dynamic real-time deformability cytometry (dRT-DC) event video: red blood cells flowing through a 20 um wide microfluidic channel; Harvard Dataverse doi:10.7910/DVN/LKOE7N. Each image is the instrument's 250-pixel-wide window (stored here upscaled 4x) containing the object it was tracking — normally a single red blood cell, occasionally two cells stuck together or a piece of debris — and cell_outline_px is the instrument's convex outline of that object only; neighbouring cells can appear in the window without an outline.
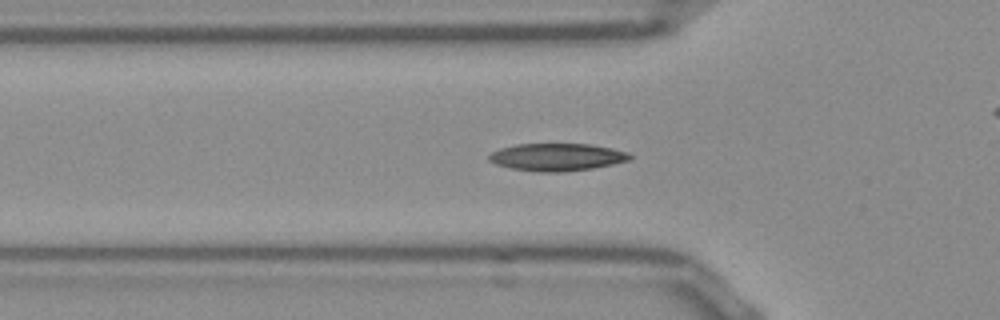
{"species": "Egyptian fruit bat (a non-hibernating species)", "species_latin": "Rousettus aegyptiacus", "temperature_condition": "room temperature", "stored_images_in_passage": 43, "camera_frame_rate_fps": 3000, "um_per_image_px": 0.085, "frame": {"image": 1, "passage_image": 7, "time_ms": 2.0, "image_size_px": [1000, 320], "cell_outline_px": [[632, 156], [628, 160], [612, 164], [592, 168], [564, 172], [540, 172], [512, 168], [496, 164], [488, 160], [488, 156], [492, 152], [500, 148], [516, 144], [588, 144], [612, 148], [628, 152]], "centroid_in_image_um": [47.32, 13.35], "position_along_channel_um": 78.5, "area_um2": 22.43}}
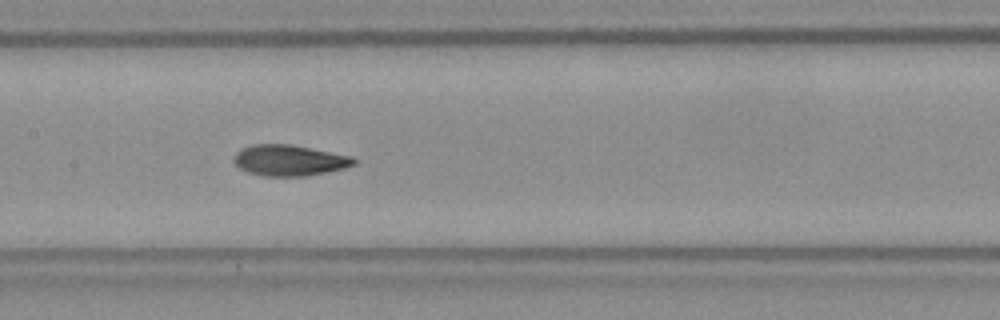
{"frame": {"image": 2, "passage_image": 15, "time_ms": 4.667, "image_size_px": [1000, 320], "cell_outline_px": [[360, 160], [356, 164], [344, 168], [328, 172], [308, 176], [264, 176], [248, 172], [240, 168], [232, 160], [236, 152], [252, 144], [288, 144], [352, 156]], "centroid_in_image_um": [24.63, 13.64], "position_along_channel_um": 182.8, "area_um2": 21.68}}
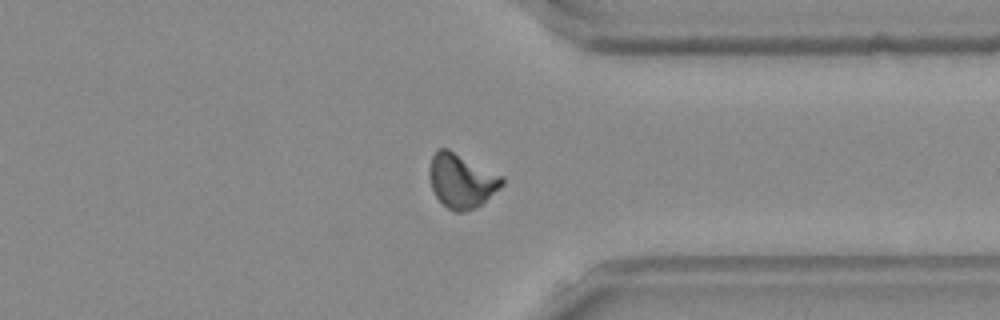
{"frame": {"image": 3, "passage_image": 30, "time_ms": 9.667, "image_size_px": [1000, 320], "cell_outline_px": [[504, 184], [500, 188], [476, 208], [464, 212], [456, 212], [448, 208], [436, 196], [432, 188], [432, 156], [440, 148], [448, 148], [504, 176]], "centroid_in_image_um": [39.3, 15.37], "position_along_channel_um": 372.1, "area_um2": 22.48}, "authors_computed_cell_mechanics": {"area_um2": 21.675, "velocity_mm_per_s": 3.8687, "shape_relaxation_time_tau1_ms": 4.5135, "shape_relaxation_time_tau2_ms": 2.034, "deformation_change_tau1": 0.1542, "deformation_change_tau2": 0.0703}}